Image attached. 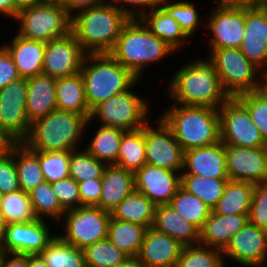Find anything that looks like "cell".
I'll return each mask as SVG.
<instances>
[{
  "instance_id": "obj_1",
  "label": "cell",
  "mask_w": 267,
  "mask_h": 267,
  "mask_svg": "<svg viewBox=\"0 0 267 267\" xmlns=\"http://www.w3.org/2000/svg\"><path fill=\"white\" fill-rule=\"evenodd\" d=\"M169 99L183 106L219 109L230 96L223 89L214 64L207 58H195L176 70L168 82Z\"/></svg>"
},
{
  "instance_id": "obj_2",
  "label": "cell",
  "mask_w": 267,
  "mask_h": 267,
  "mask_svg": "<svg viewBox=\"0 0 267 267\" xmlns=\"http://www.w3.org/2000/svg\"><path fill=\"white\" fill-rule=\"evenodd\" d=\"M109 54L140 80L146 67L164 61L176 51L135 18L124 24Z\"/></svg>"
},
{
  "instance_id": "obj_3",
  "label": "cell",
  "mask_w": 267,
  "mask_h": 267,
  "mask_svg": "<svg viewBox=\"0 0 267 267\" xmlns=\"http://www.w3.org/2000/svg\"><path fill=\"white\" fill-rule=\"evenodd\" d=\"M129 19L122 10L105 2L74 14L71 32L86 54L110 53Z\"/></svg>"
},
{
  "instance_id": "obj_4",
  "label": "cell",
  "mask_w": 267,
  "mask_h": 267,
  "mask_svg": "<svg viewBox=\"0 0 267 267\" xmlns=\"http://www.w3.org/2000/svg\"><path fill=\"white\" fill-rule=\"evenodd\" d=\"M89 127L85 115L55 109L31 123L23 143L40 152L72 151L82 148L83 135Z\"/></svg>"
},
{
  "instance_id": "obj_5",
  "label": "cell",
  "mask_w": 267,
  "mask_h": 267,
  "mask_svg": "<svg viewBox=\"0 0 267 267\" xmlns=\"http://www.w3.org/2000/svg\"><path fill=\"white\" fill-rule=\"evenodd\" d=\"M160 115L183 151L220 141L218 109L172 103L171 107H167Z\"/></svg>"
},
{
  "instance_id": "obj_6",
  "label": "cell",
  "mask_w": 267,
  "mask_h": 267,
  "mask_svg": "<svg viewBox=\"0 0 267 267\" xmlns=\"http://www.w3.org/2000/svg\"><path fill=\"white\" fill-rule=\"evenodd\" d=\"M80 72L90 110L102 101L128 90L138 80L109 53L86 54Z\"/></svg>"
},
{
  "instance_id": "obj_7",
  "label": "cell",
  "mask_w": 267,
  "mask_h": 267,
  "mask_svg": "<svg viewBox=\"0 0 267 267\" xmlns=\"http://www.w3.org/2000/svg\"><path fill=\"white\" fill-rule=\"evenodd\" d=\"M206 55L214 64L223 89L230 97L263 88L264 72L252 63L240 48L215 49Z\"/></svg>"
},
{
  "instance_id": "obj_8",
  "label": "cell",
  "mask_w": 267,
  "mask_h": 267,
  "mask_svg": "<svg viewBox=\"0 0 267 267\" xmlns=\"http://www.w3.org/2000/svg\"><path fill=\"white\" fill-rule=\"evenodd\" d=\"M137 80L128 90L116 94L96 105L92 110L89 123L96 119L100 125L132 131L143 128L151 119L149 104L143 96L137 95L133 88L139 86ZM136 93V94H135Z\"/></svg>"
},
{
  "instance_id": "obj_9",
  "label": "cell",
  "mask_w": 267,
  "mask_h": 267,
  "mask_svg": "<svg viewBox=\"0 0 267 267\" xmlns=\"http://www.w3.org/2000/svg\"><path fill=\"white\" fill-rule=\"evenodd\" d=\"M17 33L27 39L49 42L71 33L72 17L66 8L54 4H34L19 10Z\"/></svg>"
},
{
  "instance_id": "obj_10",
  "label": "cell",
  "mask_w": 267,
  "mask_h": 267,
  "mask_svg": "<svg viewBox=\"0 0 267 267\" xmlns=\"http://www.w3.org/2000/svg\"><path fill=\"white\" fill-rule=\"evenodd\" d=\"M111 213L98 206H80L64 213L60 224L63 231L57 234L63 241L84 249L107 238Z\"/></svg>"
},
{
  "instance_id": "obj_11",
  "label": "cell",
  "mask_w": 267,
  "mask_h": 267,
  "mask_svg": "<svg viewBox=\"0 0 267 267\" xmlns=\"http://www.w3.org/2000/svg\"><path fill=\"white\" fill-rule=\"evenodd\" d=\"M218 111L220 141L225 145L267 147L247 108L236 97H230Z\"/></svg>"
},
{
  "instance_id": "obj_12",
  "label": "cell",
  "mask_w": 267,
  "mask_h": 267,
  "mask_svg": "<svg viewBox=\"0 0 267 267\" xmlns=\"http://www.w3.org/2000/svg\"><path fill=\"white\" fill-rule=\"evenodd\" d=\"M217 3L203 18L210 32L209 54L215 49L240 48L245 34V6Z\"/></svg>"
},
{
  "instance_id": "obj_13",
  "label": "cell",
  "mask_w": 267,
  "mask_h": 267,
  "mask_svg": "<svg viewBox=\"0 0 267 267\" xmlns=\"http://www.w3.org/2000/svg\"><path fill=\"white\" fill-rule=\"evenodd\" d=\"M27 79L18 78L0 89V129L14 142H23L31 123L26 114Z\"/></svg>"
},
{
  "instance_id": "obj_14",
  "label": "cell",
  "mask_w": 267,
  "mask_h": 267,
  "mask_svg": "<svg viewBox=\"0 0 267 267\" xmlns=\"http://www.w3.org/2000/svg\"><path fill=\"white\" fill-rule=\"evenodd\" d=\"M151 120L144 126L146 163L182 172L184 151L181 145L160 117L155 119L154 124Z\"/></svg>"
},
{
  "instance_id": "obj_15",
  "label": "cell",
  "mask_w": 267,
  "mask_h": 267,
  "mask_svg": "<svg viewBox=\"0 0 267 267\" xmlns=\"http://www.w3.org/2000/svg\"><path fill=\"white\" fill-rule=\"evenodd\" d=\"M47 224L46 220L40 219L8 224L0 252L40 254L57 235Z\"/></svg>"
},
{
  "instance_id": "obj_16",
  "label": "cell",
  "mask_w": 267,
  "mask_h": 267,
  "mask_svg": "<svg viewBox=\"0 0 267 267\" xmlns=\"http://www.w3.org/2000/svg\"><path fill=\"white\" fill-rule=\"evenodd\" d=\"M86 53L71 32L46 43L42 74L55 79L72 76L81 71Z\"/></svg>"
},
{
  "instance_id": "obj_17",
  "label": "cell",
  "mask_w": 267,
  "mask_h": 267,
  "mask_svg": "<svg viewBox=\"0 0 267 267\" xmlns=\"http://www.w3.org/2000/svg\"><path fill=\"white\" fill-rule=\"evenodd\" d=\"M222 253L223 258H229L244 267H265L267 230L248 222L231 238Z\"/></svg>"
},
{
  "instance_id": "obj_18",
  "label": "cell",
  "mask_w": 267,
  "mask_h": 267,
  "mask_svg": "<svg viewBox=\"0 0 267 267\" xmlns=\"http://www.w3.org/2000/svg\"><path fill=\"white\" fill-rule=\"evenodd\" d=\"M226 164L229 180L267 182V147L226 145Z\"/></svg>"
},
{
  "instance_id": "obj_19",
  "label": "cell",
  "mask_w": 267,
  "mask_h": 267,
  "mask_svg": "<svg viewBox=\"0 0 267 267\" xmlns=\"http://www.w3.org/2000/svg\"><path fill=\"white\" fill-rule=\"evenodd\" d=\"M135 190L156 206L169 204L181 186V173L146 163L134 173Z\"/></svg>"
},
{
  "instance_id": "obj_20",
  "label": "cell",
  "mask_w": 267,
  "mask_h": 267,
  "mask_svg": "<svg viewBox=\"0 0 267 267\" xmlns=\"http://www.w3.org/2000/svg\"><path fill=\"white\" fill-rule=\"evenodd\" d=\"M245 34L241 52L264 73L267 71V9L245 6Z\"/></svg>"
},
{
  "instance_id": "obj_21",
  "label": "cell",
  "mask_w": 267,
  "mask_h": 267,
  "mask_svg": "<svg viewBox=\"0 0 267 267\" xmlns=\"http://www.w3.org/2000/svg\"><path fill=\"white\" fill-rule=\"evenodd\" d=\"M181 175L228 178L226 145L219 141L213 145L184 151Z\"/></svg>"
},
{
  "instance_id": "obj_22",
  "label": "cell",
  "mask_w": 267,
  "mask_h": 267,
  "mask_svg": "<svg viewBox=\"0 0 267 267\" xmlns=\"http://www.w3.org/2000/svg\"><path fill=\"white\" fill-rule=\"evenodd\" d=\"M183 247L175 238L150 227L136 259L145 267H176Z\"/></svg>"
},
{
  "instance_id": "obj_23",
  "label": "cell",
  "mask_w": 267,
  "mask_h": 267,
  "mask_svg": "<svg viewBox=\"0 0 267 267\" xmlns=\"http://www.w3.org/2000/svg\"><path fill=\"white\" fill-rule=\"evenodd\" d=\"M1 45L11 55L21 78L28 79L42 74L45 42L30 40L15 33L10 42Z\"/></svg>"
},
{
  "instance_id": "obj_24",
  "label": "cell",
  "mask_w": 267,
  "mask_h": 267,
  "mask_svg": "<svg viewBox=\"0 0 267 267\" xmlns=\"http://www.w3.org/2000/svg\"><path fill=\"white\" fill-rule=\"evenodd\" d=\"M56 82L45 74L27 79L26 114L30 123L57 109Z\"/></svg>"
},
{
  "instance_id": "obj_25",
  "label": "cell",
  "mask_w": 267,
  "mask_h": 267,
  "mask_svg": "<svg viewBox=\"0 0 267 267\" xmlns=\"http://www.w3.org/2000/svg\"><path fill=\"white\" fill-rule=\"evenodd\" d=\"M101 182L99 207L110 213L135 190L134 172L116 164L106 165Z\"/></svg>"
},
{
  "instance_id": "obj_26",
  "label": "cell",
  "mask_w": 267,
  "mask_h": 267,
  "mask_svg": "<svg viewBox=\"0 0 267 267\" xmlns=\"http://www.w3.org/2000/svg\"><path fill=\"white\" fill-rule=\"evenodd\" d=\"M248 222V215L223 216L211 212L200 230L199 244L223 251L231 238Z\"/></svg>"
},
{
  "instance_id": "obj_27",
  "label": "cell",
  "mask_w": 267,
  "mask_h": 267,
  "mask_svg": "<svg viewBox=\"0 0 267 267\" xmlns=\"http://www.w3.org/2000/svg\"><path fill=\"white\" fill-rule=\"evenodd\" d=\"M152 227L175 238L183 246L197 245L200 241V230L169 204L156 206Z\"/></svg>"
},
{
  "instance_id": "obj_28",
  "label": "cell",
  "mask_w": 267,
  "mask_h": 267,
  "mask_svg": "<svg viewBox=\"0 0 267 267\" xmlns=\"http://www.w3.org/2000/svg\"><path fill=\"white\" fill-rule=\"evenodd\" d=\"M139 19L153 34L162 39L176 52L183 49V46L190 39L180 28L177 21L170 17L161 6L143 14Z\"/></svg>"
},
{
  "instance_id": "obj_29",
  "label": "cell",
  "mask_w": 267,
  "mask_h": 267,
  "mask_svg": "<svg viewBox=\"0 0 267 267\" xmlns=\"http://www.w3.org/2000/svg\"><path fill=\"white\" fill-rule=\"evenodd\" d=\"M56 103L58 110L85 115L90 118L91 110L86 102V93L81 72L57 79Z\"/></svg>"
},
{
  "instance_id": "obj_30",
  "label": "cell",
  "mask_w": 267,
  "mask_h": 267,
  "mask_svg": "<svg viewBox=\"0 0 267 267\" xmlns=\"http://www.w3.org/2000/svg\"><path fill=\"white\" fill-rule=\"evenodd\" d=\"M254 183L228 180L223 195L212 212L218 215H249Z\"/></svg>"
},
{
  "instance_id": "obj_31",
  "label": "cell",
  "mask_w": 267,
  "mask_h": 267,
  "mask_svg": "<svg viewBox=\"0 0 267 267\" xmlns=\"http://www.w3.org/2000/svg\"><path fill=\"white\" fill-rule=\"evenodd\" d=\"M156 205L144 194L134 190L125 197L111 212L117 220L128 221L143 225L147 228L153 226Z\"/></svg>"
},
{
  "instance_id": "obj_32",
  "label": "cell",
  "mask_w": 267,
  "mask_h": 267,
  "mask_svg": "<svg viewBox=\"0 0 267 267\" xmlns=\"http://www.w3.org/2000/svg\"><path fill=\"white\" fill-rule=\"evenodd\" d=\"M147 229L143 225L117 220L111 216L108 224L107 238L130 258H136Z\"/></svg>"
},
{
  "instance_id": "obj_33",
  "label": "cell",
  "mask_w": 267,
  "mask_h": 267,
  "mask_svg": "<svg viewBox=\"0 0 267 267\" xmlns=\"http://www.w3.org/2000/svg\"><path fill=\"white\" fill-rule=\"evenodd\" d=\"M14 161L18 173L20 188L29 192L39 183L45 181L38 151L29 149L23 142L14 143Z\"/></svg>"
},
{
  "instance_id": "obj_34",
  "label": "cell",
  "mask_w": 267,
  "mask_h": 267,
  "mask_svg": "<svg viewBox=\"0 0 267 267\" xmlns=\"http://www.w3.org/2000/svg\"><path fill=\"white\" fill-rule=\"evenodd\" d=\"M145 164L144 127L125 131L120 142L116 165L135 173Z\"/></svg>"
},
{
  "instance_id": "obj_35",
  "label": "cell",
  "mask_w": 267,
  "mask_h": 267,
  "mask_svg": "<svg viewBox=\"0 0 267 267\" xmlns=\"http://www.w3.org/2000/svg\"><path fill=\"white\" fill-rule=\"evenodd\" d=\"M85 149L106 164H116L124 130L100 125Z\"/></svg>"
},
{
  "instance_id": "obj_36",
  "label": "cell",
  "mask_w": 267,
  "mask_h": 267,
  "mask_svg": "<svg viewBox=\"0 0 267 267\" xmlns=\"http://www.w3.org/2000/svg\"><path fill=\"white\" fill-rule=\"evenodd\" d=\"M229 178H208L198 175H181V186L189 193L196 195L208 207L213 209L220 197Z\"/></svg>"
},
{
  "instance_id": "obj_37",
  "label": "cell",
  "mask_w": 267,
  "mask_h": 267,
  "mask_svg": "<svg viewBox=\"0 0 267 267\" xmlns=\"http://www.w3.org/2000/svg\"><path fill=\"white\" fill-rule=\"evenodd\" d=\"M40 255L48 267H87L83 249L68 244L58 235Z\"/></svg>"
},
{
  "instance_id": "obj_38",
  "label": "cell",
  "mask_w": 267,
  "mask_h": 267,
  "mask_svg": "<svg viewBox=\"0 0 267 267\" xmlns=\"http://www.w3.org/2000/svg\"><path fill=\"white\" fill-rule=\"evenodd\" d=\"M37 219L61 221L66 212L52 191L51 183L43 181L28 192ZM49 217V218H48Z\"/></svg>"
},
{
  "instance_id": "obj_39",
  "label": "cell",
  "mask_w": 267,
  "mask_h": 267,
  "mask_svg": "<svg viewBox=\"0 0 267 267\" xmlns=\"http://www.w3.org/2000/svg\"><path fill=\"white\" fill-rule=\"evenodd\" d=\"M169 205L199 230L203 228L205 220L212 212V209L201 199L187 192L182 186L177 190Z\"/></svg>"
},
{
  "instance_id": "obj_40",
  "label": "cell",
  "mask_w": 267,
  "mask_h": 267,
  "mask_svg": "<svg viewBox=\"0 0 267 267\" xmlns=\"http://www.w3.org/2000/svg\"><path fill=\"white\" fill-rule=\"evenodd\" d=\"M87 267H120L130 257L106 238L83 249Z\"/></svg>"
},
{
  "instance_id": "obj_41",
  "label": "cell",
  "mask_w": 267,
  "mask_h": 267,
  "mask_svg": "<svg viewBox=\"0 0 267 267\" xmlns=\"http://www.w3.org/2000/svg\"><path fill=\"white\" fill-rule=\"evenodd\" d=\"M81 149L70 151V177L77 183L91 179H102L107 164L92 156L84 146Z\"/></svg>"
},
{
  "instance_id": "obj_42",
  "label": "cell",
  "mask_w": 267,
  "mask_h": 267,
  "mask_svg": "<svg viewBox=\"0 0 267 267\" xmlns=\"http://www.w3.org/2000/svg\"><path fill=\"white\" fill-rule=\"evenodd\" d=\"M160 6L177 21L180 28L184 33L191 38L197 32L196 30L205 26V22L201 23L203 19L195 7V4L188 2L187 0L182 1H171V0H161ZM198 27V28H197Z\"/></svg>"
},
{
  "instance_id": "obj_43",
  "label": "cell",
  "mask_w": 267,
  "mask_h": 267,
  "mask_svg": "<svg viewBox=\"0 0 267 267\" xmlns=\"http://www.w3.org/2000/svg\"><path fill=\"white\" fill-rule=\"evenodd\" d=\"M221 250L201 244L184 246L176 267H226Z\"/></svg>"
},
{
  "instance_id": "obj_44",
  "label": "cell",
  "mask_w": 267,
  "mask_h": 267,
  "mask_svg": "<svg viewBox=\"0 0 267 267\" xmlns=\"http://www.w3.org/2000/svg\"><path fill=\"white\" fill-rule=\"evenodd\" d=\"M0 211L8 224L32 222L37 219L29 195L22 189L5 194Z\"/></svg>"
},
{
  "instance_id": "obj_45",
  "label": "cell",
  "mask_w": 267,
  "mask_h": 267,
  "mask_svg": "<svg viewBox=\"0 0 267 267\" xmlns=\"http://www.w3.org/2000/svg\"><path fill=\"white\" fill-rule=\"evenodd\" d=\"M38 159L45 181L53 183L70 177V151H38Z\"/></svg>"
},
{
  "instance_id": "obj_46",
  "label": "cell",
  "mask_w": 267,
  "mask_h": 267,
  "mask_svg": "<svg viewBox=\"0 0 267 267\" xmlns=\"http://www.w3.org/2000/svg\"><path fill=\"white\" fill-rule=\"evenodd\" d=\"M236 98L247 108L252 122L258 127L267 144V93L260 89L239 94Z\"/></svg>"
},
{
  "instance_id": "obj_47",
  "label": "cell",
  "mask_w": 267,
  "mask_h": 267,
  "mask_svg": "<svg viewBox=\"0 0 267 267\" xmlns=\"http://www.w3.org/2000/svg\"><path fill=\"white\" fill-rule=\"evenodd\" d=\"M20 188L18 173L14 161V143L0 156V192L4 195L18 191Z\"/></svg>"
},
{
  "instance_id": "obj_48",
  "label": "cell",
  "mask_w": 267,
  "mask_h": 267,
  "mask_svg": "<svg viewBox=\"0 0 267 267\" xmlns=\"http://www.w3.org/2000/svg\"><path fill=\"white\" fill-rule=\"evenodd\" d=\"M249 222L267 230V182L254 185Z\"/></svg>"
},
{
  "instance_id": "obj_49",
  "label": "cell",
  "mask_w": 267,
  "mask_h": 267,
  "mask_svg": "<svg viewBox=\"0 0 267 267\" xmlns=\"http://www.w3.org/2000/svg\"><path fill=\"white\" fill-rule=\"evenodd\" d=\"M51 188L65 211L81 206L78 183L73 178L53 182Z\"/></svg>"
},
{
  "instance_id": "obj_50",
  "label": "cell",
  "mask_w": 267,
  "mask_h": 267,
  "mask_svg": "<svg viewBox=\"0 0 267 267\" xmlns=\"http://www.w3.org/2000/svg\"><path fill=\"white\" fill-rule=\"evenodd\" d=\"M106 2L122 10L130 19H135L160 6L161 0H106Z\"/></svg>"
},
{
  "instance_id": "obj_51",
  "label": "cell",
  "mask_w": 267,
  "mask_h": 267,
  "mask_svg": "<svg viewBox=\"0 0 267 267\" xmlns=\"http://www.w3.org/2000/svg\"><path fill=\"white\" fill-rule=\"evenodd\" d=\"M101 179H91L78 182L81 206H98L101 195Z\"/></svg>"
},
{
  "instance_id": "obj_52",
  "label": "cell",
  "mask_w": 267,
  "mask_h": 267,
  "mask_svg": "<svg viewBox=\"0 0 267 267\" xmlns=\"http://www.w3.org/2000/svg\"><path fill=\"white\" fill-rule=\"evenodd\" d=\"M18 78H20V75L11 55L0 45V89Z\"/></svg>"
},
{
  "instance_id": "obj_53",
  "label": "cell",
  "mask_w": 267,
  "mask_h": 267,
  "mask_svg": "<svg viewBox=\"0 0 267 267\" xmlns=\"http://www.w3.org/2000/svg\"><path fill=\"white\" fill-rule=\"evenodd\" d=\"M27 265V254L0 252V267H27Z\"/></svg>"
},
{
  "instance_id": "obj_54",
  "label": "cell",
  "mask_w": 267,
  "mask_h": 267,
  "mask_svg": "<svg viewBox=\"0 0 267 267\" xmlns=\"http://www.w3.org/2000/svg\"><path fill=\"white\" fill-rule=\"evenodd\" d=\"M105 2L106 0H72V16L79 11L89 9L91 7H96Z\"/></svg>"
},
{
  "instance_id": "obj_55",
  "label": "cell",
  "mask_w": 267,
  "mask_h": 267,
  "mask_svg": "<svg viewBox=\"0 0 267 267\" xmlns=\"http://www.w3.org/2000/svg\"><path fill=\"white\" fill-rule=\"evenodd\" d=\"M221 3L227 5H237V6H264L267 3V0H219Z\"/></svg>"
},
{
  "instance_id": "obj_56",
  "label": "cell",
  "mask_w": 267,
  "mask_h": 267,
  "mask_svg": "<svg viewBox=\"0 0 267 267\" xmlns=\"http://www.w3.org/2000/svg\"><path fill=\"white\" fill-rule=\"evenodd\" d=\"M7 17L6 19L14 20V1L13 0H0V16Z\"/></svg>"
},
{
  "instance_id": "obj_57",
  "label": "cell",
  "mask_w": 267,
  "mask_h": 267,
  "mask_svg": "<svg viewBox=\"0 0 267 267\" xmlns=\"http://www.w3.org/2000/svg\"><path fill=\"white\" fill-rule=\"evenodd\" d=\"M14 142L0 129V156L5 154Z\"/></svg>"
},
{
  "instance_id": "obj_58",
  "label": "cell",
  "mask_w": 267,
  "mask_h": 267,
  "mask_svg": "<svg viewBox=\"0 0 267 267\" xmlns=\"http://www.w3.org/2000/svg\"><path fill=\"white\" fill-rule=\"evenodd\" d=\"M27 267H48L40 254L28 255Z\"/></svg>"
},
{
  "instance_id": "obj_59",
  "label": "cell",
  "mask_w": 267,
  "mask_h": 267,
  "mask_svg": "<svg viewBox=\"0 0 267 267\" xmlns=\"http://www.w3.org/2000/svg\"><path fill=\"white\" fill-rule=\"evenodd\" d=\"M14 1V20L19 10L36 4V0H13Z\"/></svg>"
},
{
  "instance_id": "obj_60",
  "label": "cell",
  "mask_w": 267,
  "mask_h": 267,
  "mask_svg": "<svg viewBox=\"0 0 267 267\" xmlns=\"http://www.w3.org/2000/svg\"><path fill=\"white\" fill-rule=\"evenodd\" d=\"M7 226L8 223L5 219V216L0 211V244L3 242Z\"/></svg>"
},
{
  "instance_id": "obj_61",
  "label": "cell",
  "mask_w": 267,
  "mask_h": 267,
  "mask_svg": "<svg viewBox=\"0 0 267 267\" xmlns=\"http://www.w3.org/2000/svg\"><path fill=\"white\" fill-rule=\"evenodd\" d=\"M58 5L66 8L69 15L72 17V0H58Z\"/></svg>"
},
{
  "instance_id": "obj_62",
  "label": "cell",
  "mask_w": 267,
  "mask_h": 267,
  "mask_svg": "<svg viewBox=\"0 0 267 267\" xmlns=\"http://www.w3.org/2000/svg\"><path fill=\"white\" fill-rule=\"evenodd\" d=\"M120 267H145L136 258H130L123 266Z\"/></svg>"
},
{
  "instance_id": "obj_63",
  "label": "cell",
  "mask_w": 267,
  "mask_h": 267,
  "mask_svg": "<svg viewBox=\"0 0 267 267\" xmlns=\"http://www.w3.org/2000/svg\"><path fill=\"white\" fill-rule=\"evenodd\" d=\"M37 4H54L58 5V0H36Z\"/></svg>"
},
{
  "instance_id": "obj_64",
  "label": "cell",
  "mask_w": 267,
  "mask_h": 267,
  "mask_svg": "<svg viewBox=\"0 0 267 267\" xmlns=\"http://www.w3.org/2000/svg\"><path fill=\"white\" fill-rule=\"evenodd\" d=\"M3 198H4V194L0 192V209H1Z\"/></svg>"
},
{
  "instance_id": "obj_65",
  "label": "cell",
  "mask_w": 267,
  "mask_h": 267,
  "mask_svg": "<svg viewBox=\"0 0 267 267\" xmlns=\"http://www.w3.org/2000/svg\"><path fill=\"white\" fill-rule=\"evenodd\" d=\"M262 89L267 93V81L264 82Z\"/></svg>"
},
{
  "instance_id": "obj_66",
  "label": "cell",
  "mask_w": 267,
  "mask_h": 267,
  "mask_svg": "<svg viewBox=\"0 0 267 267\" xmlns=\"http://www.w3.org/2000/svg\"><path fill=\"white\" fill-rule=\"evenodd\" d=\"M264 75H265V81H267V73H264Z\"/></svg>"
}]
</instances>
